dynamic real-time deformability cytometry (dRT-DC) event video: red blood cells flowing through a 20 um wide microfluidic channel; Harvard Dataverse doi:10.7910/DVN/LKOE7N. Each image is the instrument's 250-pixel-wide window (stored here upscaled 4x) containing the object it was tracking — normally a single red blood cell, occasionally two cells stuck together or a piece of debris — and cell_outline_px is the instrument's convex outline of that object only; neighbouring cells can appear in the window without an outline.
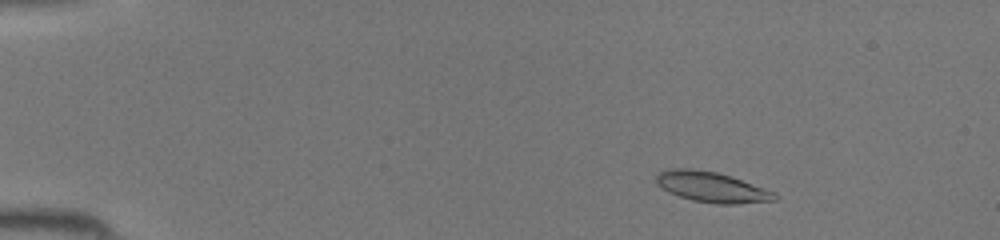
{"species": "common noctule bat (a hibernating species)", "species_latin": "Nyctalus noctula", "temperature_condition": "room temperature", "stored_images_in_passage": 43, "camera_frame_rate_fps": 3000, "um_per_image_px": 0.085, "animal": {"sex": "female", "body_mass_g": 19.5, "forearm_length_mm": 54.1}, "frame": {"image": 1, "passage_image": 5, "time_ms": 1.333, "image_size_px": [1000, 240], "cell_outline_px": [[776, 200], [736, 204], [716, 204], [692, 200], [668, 192], [656, 184], [656, 176], [660, 172], [668, 168], [692, 168], [716, 172], [732, 176], [776, 192]], "centroid_in_image_um": [60.49, 15.89], "position_along_channel_um": 24.5, "area_um2": 21.1}}
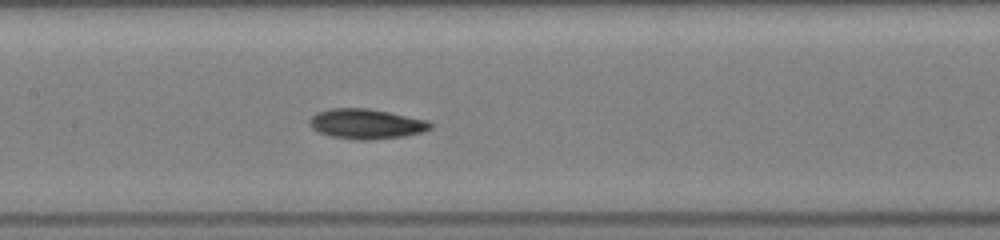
{"frame": {"image": 2, "passage_image": 21, "time_ms": 6.667, "image_size_px": [1000, 240], "cell_outline_px": [[432, 128], [424, 132], [404, 136], [368, 140], [356, 140], [332, 136], [316, 132], [308, 124], [308, 120], [316, 112], [328, 108], [368, 108], [428, 120], [432, 124]], "centroid_in_image_um": [31.1, 10.53], "position_along_channel_um": 176.3, "area_um2": 21.33}}
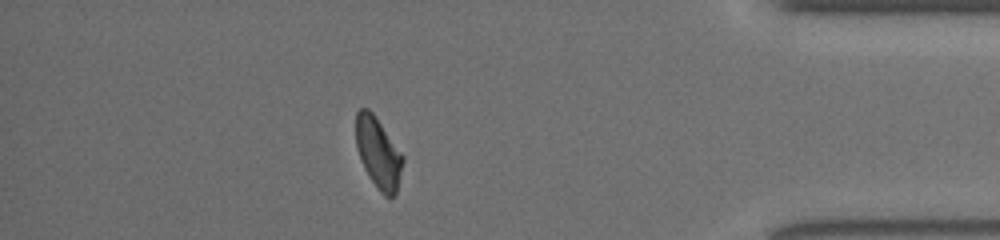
{"frame": {"image": 3, "passage_image": 38, "time_ms": 12.333, "image_size_px": [1000, 240], "cell_outline_px": [[404, 160], [396, 192], [388, 200], [380, 192], [368, 176], [364, 168], [356, 144], [356, 112], [360, 108], [368, 108], [372, 112], [404, 156]], "centroid_in_image_um": [32.15, 13.01], "position_along_channel_um": 403.0, "area_um2": 19.19}}